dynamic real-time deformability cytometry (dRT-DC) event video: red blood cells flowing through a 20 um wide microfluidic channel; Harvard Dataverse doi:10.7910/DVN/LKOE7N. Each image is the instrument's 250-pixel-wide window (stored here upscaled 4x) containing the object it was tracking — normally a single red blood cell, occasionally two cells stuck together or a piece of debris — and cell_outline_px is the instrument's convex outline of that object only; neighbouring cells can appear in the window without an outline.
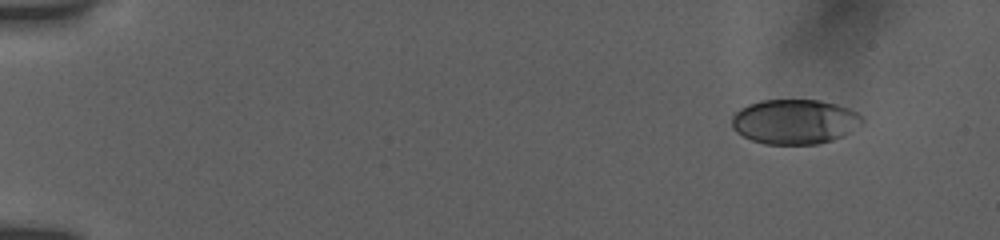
{"species": "human", "species_latin": "Homo sapiens", "temperature_condition": "room temperature", "stored_images_in_passage": 14, "camera_frame_rate_fps": 3000, "um_per_image_px": 0.085, "donor": {"sex": "female"}, "frame": {"image": 1, "passage_image": 1, "time_ms": 0.0, "image_size_px": [1000, 240], "cell_outline_px": [[864, 124], [844, 136], [832, 140], [816, 144], [764, 144], [752, 140], [736, 132], [732, 128], [732, 116], [740, 108], [748, 104], [760, 100], [820, 100], [836, 104], [848, 108], [856, 112], [864, 120]], "centroid_in_image_um": [67.56, 10.34], "position_along_channel_um": 17.4, "area_um2": 34.22}}
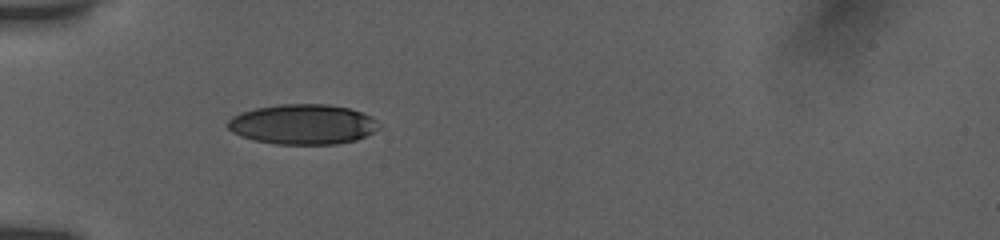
{"frame": {"image": 2, "passage_image": 10, "time_ms": 4.333, "image_size_px": [1000, 240], "cell_outline_px": [[380, 128], [356, 140], [336, 144], [276, 144], [256, 140], [240, 136], [232, 132], [228, 128], [228, 120], [232, 116], [240, 112], [256, 108], [276, 104], [328, 104], [348, 108], [372, 116], [380, 124]], "centroid_in_image_um": [25.73, 10.56], "position_along_channel_um": 59.3, "area_um2": 35.37}}
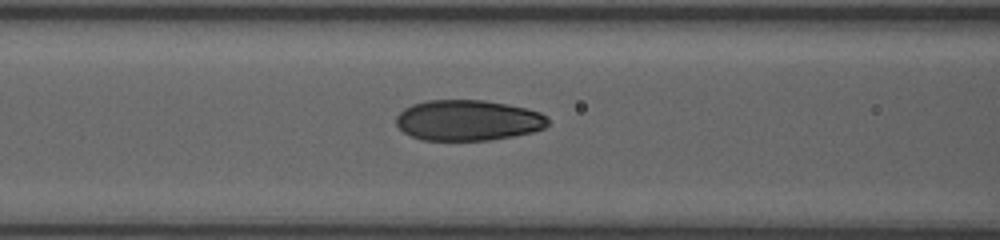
{"frame": {"image": 3, "passage_image": 14, "time_ms": 6.333, "image_size_px": [1000, 240], "cell_outline_px": [[548, 124], [544, 128], [532, 132], [512, 136], [488, 140], [420, 140], [404, 132], [396, 124], [396, 116], [404, 108], [412, 104], [428, 100], [484, 100], [508, 104], [540, 112], [548, 116]], "centroid_in_image_um": [39.77, 10.22], "position_along_channel_um": 126.8, "area_um2": 36.01}}